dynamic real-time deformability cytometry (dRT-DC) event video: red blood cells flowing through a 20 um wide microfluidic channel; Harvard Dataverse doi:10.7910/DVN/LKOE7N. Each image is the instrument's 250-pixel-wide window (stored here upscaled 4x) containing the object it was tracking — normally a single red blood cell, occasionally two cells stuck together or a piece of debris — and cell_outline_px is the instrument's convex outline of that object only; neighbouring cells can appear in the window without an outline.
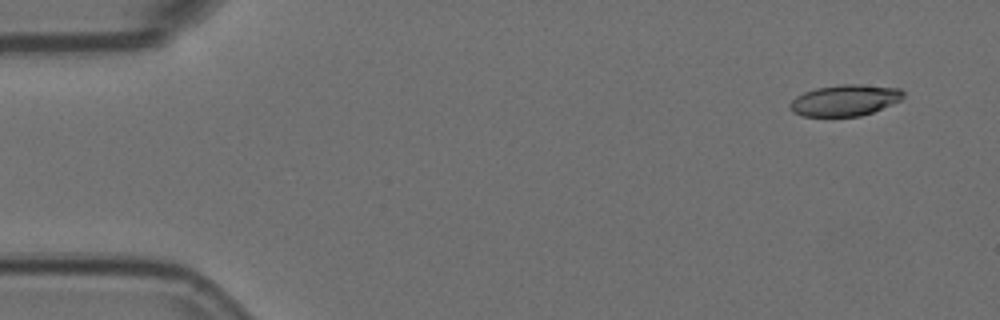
{"species": "Egyptian fruit bat (a non-hibernating species)", "species_latin": "Rousettus aegyptiacus", "temperature_condition": "room temperature", "stored_images_in_passage": 5, "segment_of_instrument_passage": [2, 2], "camera_frame_rate_fps": 3000, "um_per_image_px": 0.085, "animal": {"sex": "female"}, "frame": {"image": 1, "passage_image": 5, "time_ms": 1.333, "image_size_px": [1000, 320], "cell_outline_px": [[904, 96], [900, 100], [892, 104], [872, 112], [860, 116], [804, 116], [792, 112], [788, 104], [796, 96], [804, 92], [816, 88], [840, 84], [860, 84], [900, 88], [904, 92]], "centroid_in_image_um": [71.81, 8.52], "position_along_channel_um": 13.2, "area_um2": 20.63}}